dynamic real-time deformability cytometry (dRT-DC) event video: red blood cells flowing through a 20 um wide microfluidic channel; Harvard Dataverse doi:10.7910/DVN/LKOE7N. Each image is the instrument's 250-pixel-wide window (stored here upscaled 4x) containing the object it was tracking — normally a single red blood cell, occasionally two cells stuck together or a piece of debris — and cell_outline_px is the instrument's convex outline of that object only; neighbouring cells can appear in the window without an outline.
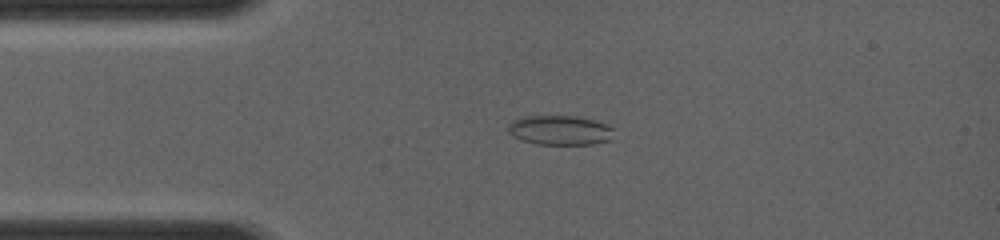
{"species": "common noctule bat (a hibernating species)", "species_latin": "Nyctalus noctula", "temperature_condition": "room temperature", "stored_images_in_passage": 7, "camera_frame_rate_fps": 4000, "um_per_image_px": 0.085, "animal": {"sex": "female", "body_mass_g": 19.0, "forearm_length_mm": 56.7}, "frame": {"image": 1, "passage_image": 3, "time_ms": 2.25, "image_size_px": [1000, 240], "cell_outline_px": [[612, 140], [592, 144], [536, 144], [512, 136], [508, 132], [508, 124], [512, 120], [524, 116], [576, 116], [608, 124], [612, 128]], "centroid_in_image_um": [47.58, 11.06], "position_along_channel_um": 37.4, "area_um2": 18.21}}
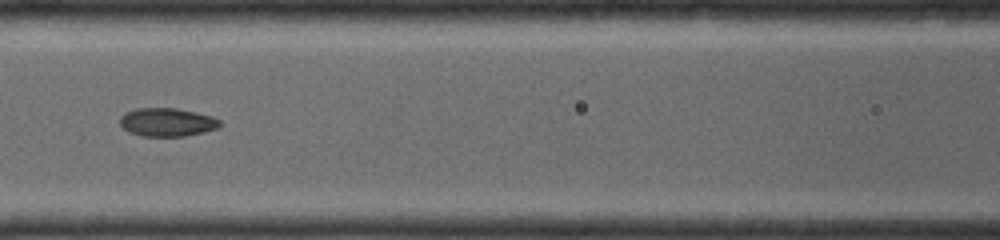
{"frame": {"image": 2, "passage_image": 6, "time_ms": 5.25, "image_size_px": [1000, 240], "cell_outline_px": [[220, 124], [216, 128], [184, 136], [144, 136], [132, 132], [124, 128], [120, 124], [120, 116], [136, 108], [176, 108], [196, 112], [212, 116], [220, 120]], "centroid_in_image_um": [14.2, 10.37], "position_along_channel_um": 152.4, "area_um2": 16.18}}
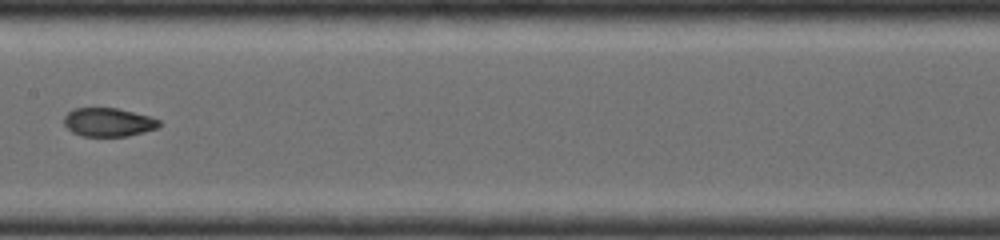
{"frame": {"image": 3, "passage_image": 7, "time_ms": 6.25, "image_size_px": [1000, 240], "cell_outline_px": [[160, 124], [156, 128], [124, 136], [84, 136], [72, 132], [64, 124], [64, 116], [68, 112], [76, 108], [116, 108], [152, 116], [160, 120]], "centroid_in_image_um": [9.2, 10.37], "position_along_channel_um": 198.2, "area_um2": 15.66}}